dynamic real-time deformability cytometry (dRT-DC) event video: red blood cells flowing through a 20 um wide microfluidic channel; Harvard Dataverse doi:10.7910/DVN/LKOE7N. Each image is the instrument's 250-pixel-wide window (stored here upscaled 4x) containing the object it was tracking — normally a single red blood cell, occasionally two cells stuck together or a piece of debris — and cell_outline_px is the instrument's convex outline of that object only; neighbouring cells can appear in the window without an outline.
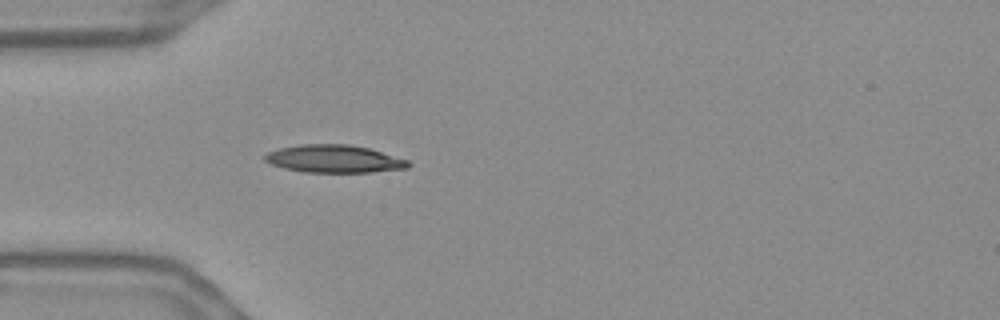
{"species": "Egyptian fruit bat (a non-hibernating species)", "species_latin": "Rousettus aegyptiacus", "temperature_condition": "warm", "stored_images_in_passage": 40, "camera_frame_rate_fps": 3000, "um_per_image_px": 0.085, "frame": {"image": 1, "passage_image": 1, "time_ms": 0.0, "image_size_px": [1000, 320], "cell_outline_px": [[412, 164], [408, 168], [372, 172], [304, 172], [284, 168], [272, 164], [264, 160], [264, 156], [268, 152], [280, 148], [300, 144], [348, 144], [368, 148], [408, 160]], "centroid_in_image_um": [28.41, 13.5], "position_along_channel_um": 56.6, "area_um2": 23.06}}
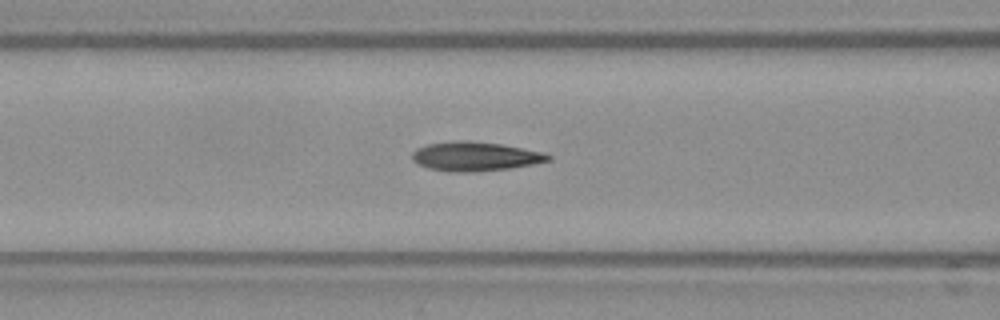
{"frame": {"image": 2, "passage_image": 7, "time_ms": 2.0, "image_size_px": [1000, 320], "cell_outline_px": [[552, 160], [532, 164], [508, 168], [472, 172], [448, 172], [428, 168], [412, 160], [412, 152], [416, 148], [428, 144], [456, 140], [468, 140], [500, 144], [540, 152], [552, 156]], "centroid_in_image_um": [40.34, 13.29], "position_along_channel_um": 126.3, "area_um2": 22.95}}
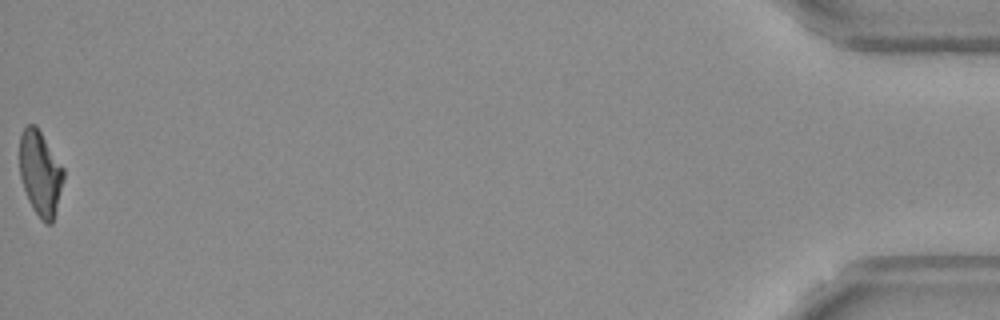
{"frame": {"image": 3, "passage_image": 40, "time_ms": 13.0, "image_size_px": [1000, 320], "cell_outline_px": [[64, 180], [52, 224], [44, 224], [40, 220], [32, 208], [28, 200], [20, 176], [20, 136], [24, 128], [28, 124], [36, 124], [64, 168]], "centroid_in_image_um": [3.43, 14.74], "position_along_channel_um": 431.8, "area_um2": 21.85}, "authors_computed_cell_mechanics": {"area_um2": 22.6287, "velocity_mm_per_s": 3.7008, "shape_relaxation_time_tau1_ms": 3.3119, "shape_relaxation_time_tau2_ms": 1.5228, "deformation_change_tau1": 0.1775, "deformation_change_tau2": 0.108}}